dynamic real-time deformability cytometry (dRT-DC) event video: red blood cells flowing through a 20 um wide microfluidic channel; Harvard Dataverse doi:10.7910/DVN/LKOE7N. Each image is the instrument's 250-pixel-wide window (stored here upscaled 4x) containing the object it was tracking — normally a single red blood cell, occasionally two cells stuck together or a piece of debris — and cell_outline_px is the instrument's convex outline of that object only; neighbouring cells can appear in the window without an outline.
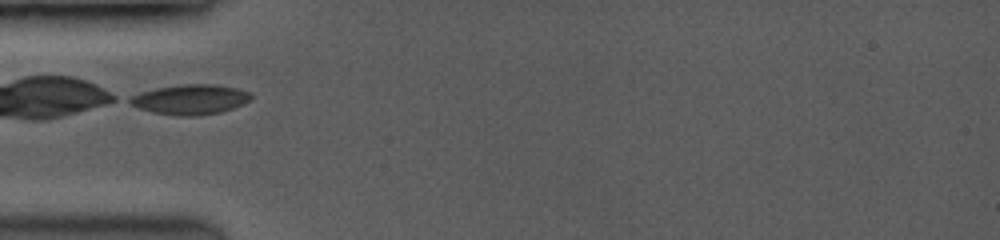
{"species": "common noctule bat (a hibernating species)", "species_latin": "Nyctalus noctula", "temperature_condition": "room temperature", "stored_images_in_passage": 19, "camera_frame_rate_fps": 3500, "um_per_image_px": 0.085, "animal": {"sex": "female", "body_mass_g": 19.0, "forearm_length_mm": 53.3}, "frame": {"image": 1, "passage_image": 1, "time_ms": 0.0, "image_size_px": [1000, 240], "cell_outline_px": [[252, 96], [244, 104], [220, 112], [196, 116], [180, 116], [152, 112], [140, 108], [124, 100], [140, 92], [160, 88], [184, 84], [212, 84], [236, 88], [248, 92]], "centroid_in_image_um": [16.16, 8.46], "position_along_channel_um": 68.8, "area_um2": 20.87}}
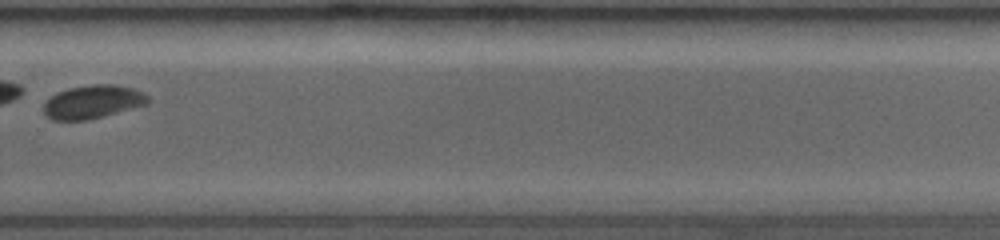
{"frame": {"image": 2, "passage_image": 14, "time_ms": 6.286, "image_size_px": [1000, 240], "cell_outline_px": [[148, 104], [88, 120], [52, 120], [44, 112], [44, 104], [56, 92], [72, 88], [96, 84], [116, 84], [132, 88], [148, 96]], "centroid_in_image_um": [7.89, 8.66], "position_along_channel_um": 321.9, "area_um2": 19.94}}
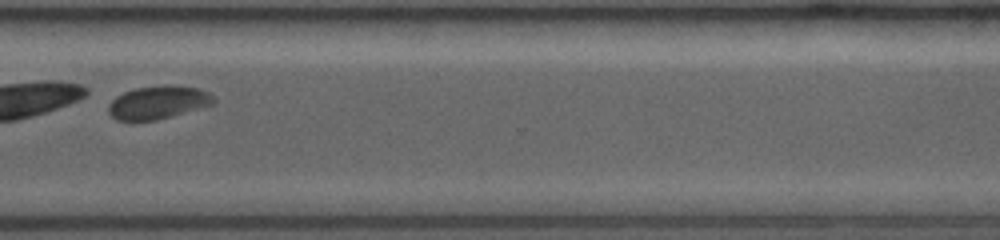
{"frame": {"image": 3, "passage_image": 16, "time_ms": 7.143, "image_size_px": [1000, 240], "cell_outline_px": [[216, 100], [212, 104], [172, 116], [156, 120], [116, 120], [108, 112], [108, 104], [116, 96], [124, 92], [136, 88], [200, 88], [208, 92]], "centroid_in_image_um": [13.39, 8.76], "position_along_channel_um": 357.2, "area_um2": 19.31}}